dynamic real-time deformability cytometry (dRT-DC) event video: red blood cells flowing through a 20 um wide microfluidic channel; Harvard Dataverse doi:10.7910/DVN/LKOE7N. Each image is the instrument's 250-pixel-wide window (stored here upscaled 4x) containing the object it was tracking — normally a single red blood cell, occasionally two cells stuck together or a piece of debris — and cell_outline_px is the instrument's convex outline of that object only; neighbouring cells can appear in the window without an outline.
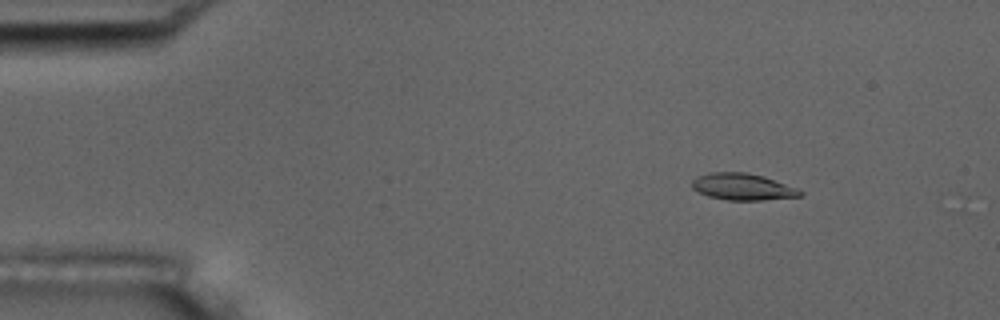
{"species": "common noctule bat (a hibernating species)", "species_latin": "Nyctalus noctula", "temperature_condition": "room temperature", "stored_images_in_passage": 12, "camera_frame_rate_fps": 3000, "um_per_image_px": 0.085, "animal": {"sex": "male", "body_mass_g": 17.5, "forearm_length_mm": 52.3}, "frame": {"image": 1, "passage_image": 7, "time_ms": 2.0, "image_size_px": [1000, 320], "cell_outline_px": [[804, 192], [800, 196], [764, 200], [728, 200], [708, 196], [692, 188], [692, 180], [696, 176], [708, 172], [744, 172], [764, 176], [800, 188]], "centroid_in_image_um": [63.15, 15.87], "position_along_channel_um": 21.8, "area_um2": 16.99}}